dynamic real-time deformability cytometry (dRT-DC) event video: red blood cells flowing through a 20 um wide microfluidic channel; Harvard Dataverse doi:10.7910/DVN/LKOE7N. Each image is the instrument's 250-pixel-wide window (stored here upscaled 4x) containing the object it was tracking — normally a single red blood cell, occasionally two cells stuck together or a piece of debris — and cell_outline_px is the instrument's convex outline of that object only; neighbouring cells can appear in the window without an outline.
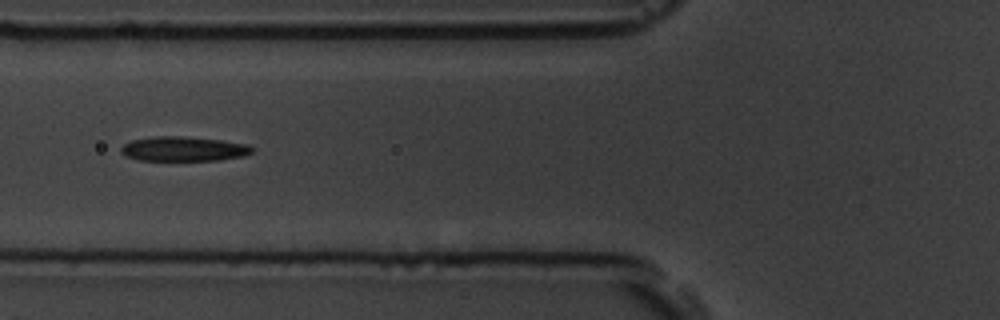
{"species": "common noctule bat (a hibernating species)", "species_latin": "Nyctalus noctula", "temperature_condition": "room temperature", "stored_images_in_passage": 7, "camera_frame_rate_fps": 3000, "um_per_image_px": 0.085, "animal": {"sex": "male", "body_mass_g": 19.5, "forearm_length_mm": 54.6}, "frame": {"image": 1, "passage_image": 2, "time_ms": 0.333, "image_size_px": [1000, 320], "cell_outline_px": [[252, 152], [244, 156], [216, 160], [140, 160], [124, 156], [120, 152], [120, 148], [124, 144], [132, 140], [156, 136], [184, 136], [220, 140], [244, 144], [252, 148]], "centroid_in_image_um": [15.54, 12.65], "position_along_channel_um": 110.3, "area_um2": 18.61}}
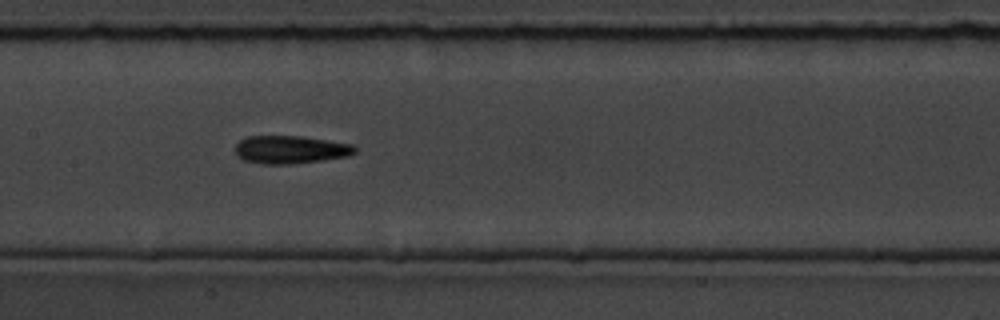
{"frame": {"image": 2, "passage_image": 4, "time_ms": 1.0, "image_size_px": [1000, 320], "cell_outline_px": [[356, 152], [348, 156], [292, 164], [264, 164], [244, 160], [236, 156], [236, 144], [240, 140], [248, 136], [300, 136], [352, 144], [356, 148]], "centroid_in_image_um": [24.67, 12.71], "position_along_channel_um": 182.7, "area_um2": 19.36}}
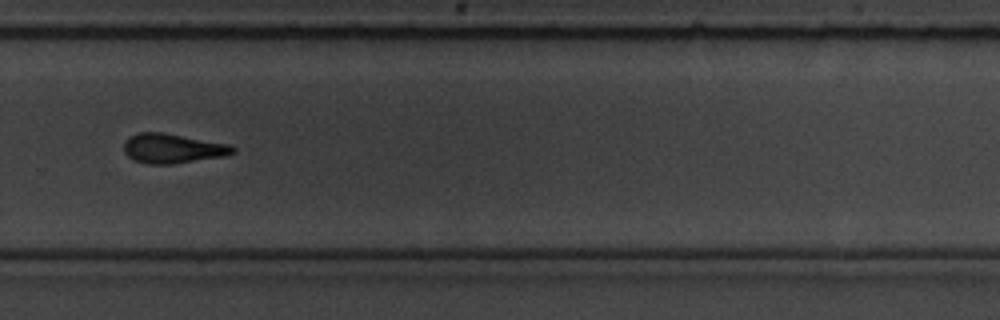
{"frame": {"image": 3, "passage_image": 7, "time_ms": 2.0, "image_size_px": [1000, 320], "cell_outline_px": [[236, 152], [228, 156], [172, 164], [148, 164], [132, 160], [124, 152], [124, 140], [128, 136], [140, 132], [164, 132], [228, 144], [236, 148]], "centroid_in_image_um": [14.67, 12.62], "position_along_channel_um": 315.1, "area_um2": 19.07}}